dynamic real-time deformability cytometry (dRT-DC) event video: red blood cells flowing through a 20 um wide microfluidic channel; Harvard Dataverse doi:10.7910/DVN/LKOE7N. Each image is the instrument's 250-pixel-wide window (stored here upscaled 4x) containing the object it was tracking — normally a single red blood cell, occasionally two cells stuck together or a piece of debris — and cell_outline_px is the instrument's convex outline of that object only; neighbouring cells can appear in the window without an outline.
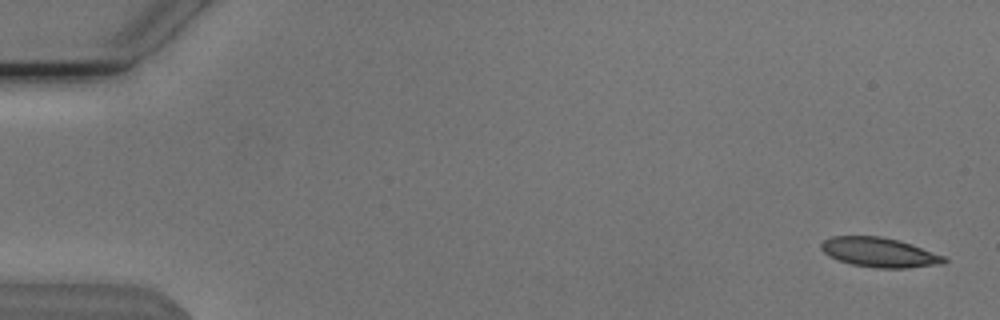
{"species": "Egyptian fruit bat (a non-hibernating species)", "species_latin": "Rousettus aegyptiacus", "temperature_condition": "cold", "stored_images_in_passage": 4, "camera_frame_rate_fps": 3000, "um_per_image_px": 0.085, "animal": {"sex": "male"}, "frame": {"image": 1, "passage_image": 2, "time_ms": 0.333, "image_size_px": [1000, 320], "cell_outline_px": [[948, 260], [944, 264], [908, 268], [876, 268], [852, 264], [828, 256], [820, 248], [820, 244], [824, 240], [832, 236], [880, 236], [900, 240], [912, 244], [944, 256]], "centroid_in_image_um": [74.76, 21.45], "position_along_channel_um": 10.2, "area_um2": 21.27}}